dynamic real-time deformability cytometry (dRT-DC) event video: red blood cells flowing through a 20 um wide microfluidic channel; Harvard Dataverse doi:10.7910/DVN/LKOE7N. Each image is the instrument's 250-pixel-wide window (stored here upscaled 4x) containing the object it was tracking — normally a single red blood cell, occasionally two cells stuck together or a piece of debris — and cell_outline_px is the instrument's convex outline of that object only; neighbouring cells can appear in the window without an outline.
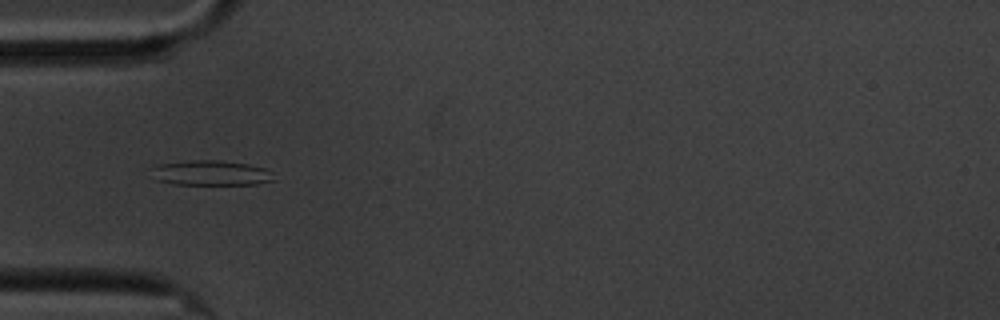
{"species": "common noctule bat (a hibernating species)", "species_latin": "Nyctalus noctula", "temperature_condition": "cold", "stored_images_in_passage": 15, "camera_frame_rate_fps": 3000, "um_per_image_px": 0.085, "animal": {"sex": "male", "body_mass_g": 20.1, "forearm_length_mm": 53.5}, "frame": {"image": 1, "passage_image": 5, "time_ms": 5.333, "image_size_px": [1000, 320], "cell_outline_px": [[276, 180], [256, 184], [172, 184], [156, 180], [148, 168], [160, 164], [192, 160], [220, 160], [248, 164], [264, 168], [272, 172]], "centroid_in_image_um": [17.91, 14.7], "position_along_channel_um": 67.1, "area_um2": 17.98}}
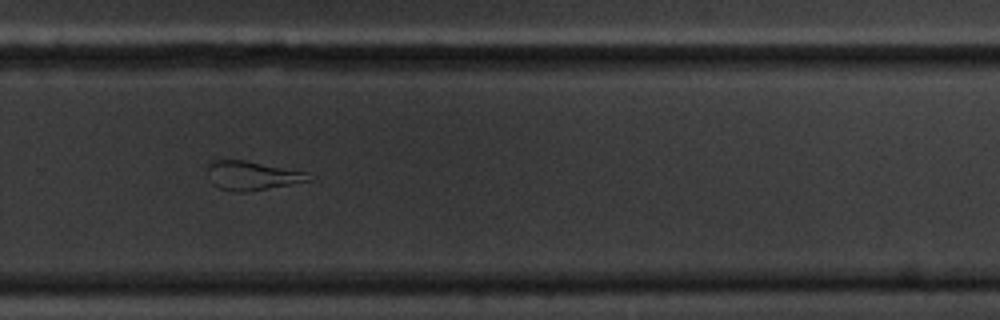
{"frame": {"image": 2, "passage_image": 11, "time_ms": 12.333, "image_size_px": [1000, 320], "cell_outline_px": [[308, 180], [248, 192], [236, 192], [220, 188], [212, 184], [208, 168], [208, 160], [244, 160], [304, 172]], "centroid_in_image_um": [21.29, 14.92], "position_along_channel_um": 308.5, "area_um2": 16.42}}
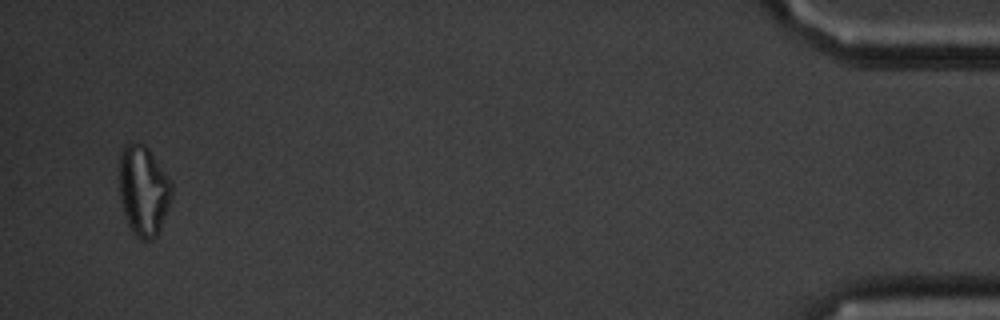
{"frame": {"image": 3, "passage_image": 15, "time_ms": 18.0, "image_size_px": [1000, 320], "cell_outline_px": [[172, 196], [168, 208], [160, 228], [156, 236], [152, 240], [144, 240], [136, 236], [132, 232], [124, 216], [120, 200], [120, 152], [124, 144], [144, 144], [148, 148], [172, 180]], "centroid_in_image_um": [12.2, 16.21], "position_along_channel_um": 423.0, "area_um2": 27.63}, "authors_computed_cell_mechanics": {"area_um2": 20.1144, "velocity_mm_per_s": 3.4477, "shape_relaxation_time_tau1_ms": null, "shape_relaxation_time_tau2_ms": 1.8831, "deformation_change_tau1": null, "deformation_change_tau2": 0.0934}}